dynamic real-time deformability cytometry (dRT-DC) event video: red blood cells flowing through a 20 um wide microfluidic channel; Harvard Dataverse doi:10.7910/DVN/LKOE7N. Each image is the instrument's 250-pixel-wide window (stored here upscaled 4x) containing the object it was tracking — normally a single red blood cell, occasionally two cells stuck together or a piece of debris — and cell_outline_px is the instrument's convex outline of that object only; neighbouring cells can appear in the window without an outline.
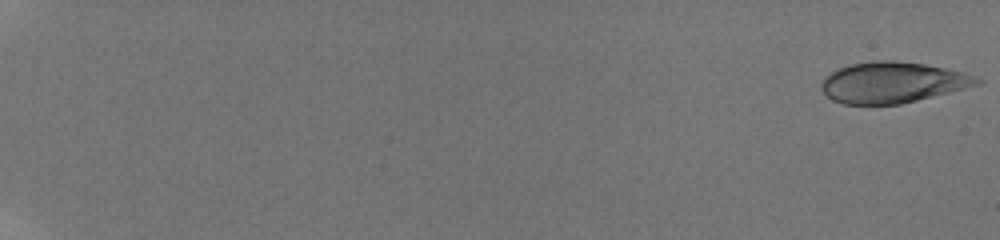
{"species": "human", "species_latin": "Homo sapiens", "temperature_condition": "room temperature", "stored_images_in_passage": 23, "camera_frame_rate_fps": 3000, "um_per_image_px": 0.085, "donor": {"sex": "male"}, "frame": {"image": 1, "passage_image": 1, "time_ms": 0.0, "image_size_px": [1000, 240], "cell_outline_px": [[984, 84], [900, 104], [844, 104], [832, 100], [820, 88], [820, 84], [824, 76], [840, 68], [852, 64], [872, 60], [896, 60], [924, 64], [944, 68], [960, 72], [984, 80]], "centroid_in_image_um": [75.86, 7.01], "position_along_channel_um": 9.1, "area_um2": 37.05}}
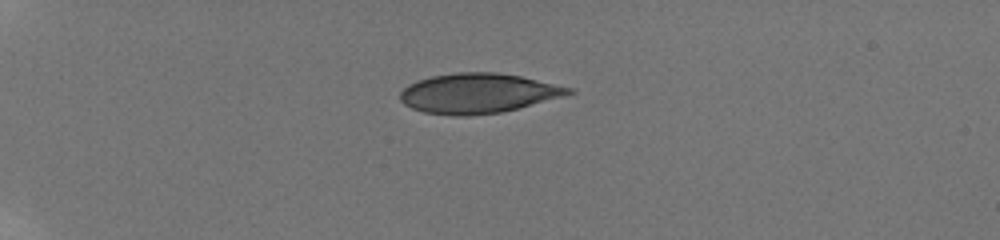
{"frame": {"image": 2, "passage_image": 18, "time_ms": 5.667, "image_size_px": [1000, 240], "cell_outline_px": [[576, 92], [520, 108], [500, 112], [468, 116], [452, 116], [424, 112], [412, 108], [404, 104], [400, 100], [400, 92], [408, 84], [416, 80], [432, 76], [456, 72], [496, 72], [520, 76], [572, 88]], "centroid_in_image_um": [40.6, 7.93], "position_along_channel_um": 44.4, "area_um2": 39.07}}
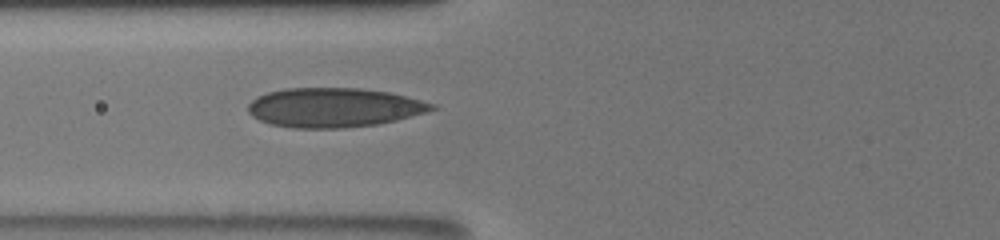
{"frame": {"image": 3, "passage_image": 23, "time_ms": 8.667, "image_size_px": [1000, 240], "cell_outline_px": [[436, 108], [428, 112], [396, 120], [376, 124], [340, 128], [296, 128], [268, 124], [252, 116], [248, 112], [248, 104], [256, 96], [268, 92], [288, 88], [360, 88], [388, 92], [436, 104]], "centroid_in_image_um": [28.36, 9.14], "position_along_channel_um": 97.4, "area_um2": 42.02}}